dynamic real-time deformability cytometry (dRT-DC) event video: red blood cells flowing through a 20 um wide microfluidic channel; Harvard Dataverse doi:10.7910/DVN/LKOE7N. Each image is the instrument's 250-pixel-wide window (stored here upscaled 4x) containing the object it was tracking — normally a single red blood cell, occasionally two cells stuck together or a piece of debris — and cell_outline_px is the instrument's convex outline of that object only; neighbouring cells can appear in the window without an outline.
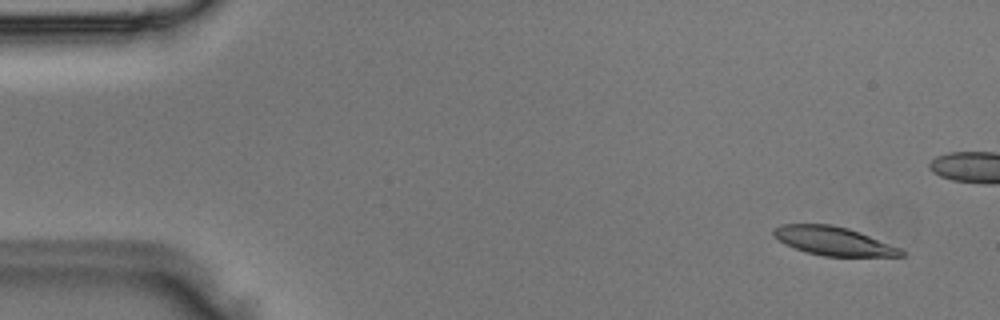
{"species": "Egyptian fruit bat (a non-hibernating species)", "species_latin": "Rousettus aegyptiacus", "temperature_condition": "room temperature", "stored_images_in_passage": 6, "camera_frame_rate_fps": 3000, "um_per_image_px": 0.085, "animal": {"sex": "male"}, "frame": {"image": 1, "passage_image": 2, "time_ms": 0.333, "image_size_px": [1000, 320], "cell_outline_px": [[904, 256], [824, 256], [808, 252], [784, 244], [772, 236], [772, 228], [780, 224], [832, 224], [848, 228], [860, 232], [900, 248], [904, 252]], "centroid_in_image_um": [70.79, 20.47], "position_along_channel_um": 14.2, "area_um2": 21.27}}